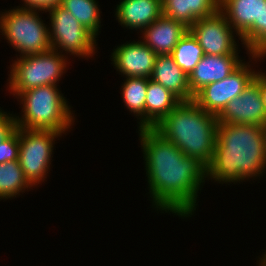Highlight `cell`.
Masks as SVG:
<instances>
[{"mask_svg": "<svg viewBox=\"0 0 266 266\" xmlns=\"http://www.w3.org/2000/svg\"><path fill=\"white\" fill-rule=\"evenodd\" d=\"M139 131L152 204L181 217L192 215L206 167L196 158L187 157L153 128Z\"/></svg>", "mask_w": 266, "mask_h": 266, "instance_id": "1", "label": "cell"}, {"mask_svg": "<svg viewBox=\"0 0 266 266\" xmlns=\"http://www.w3.org/2000/svg\"><path fill=\"white\" fill-rule=\"evenodd\" d=\"M266 168L261 126L219 123L216 147L206 177L219 183L240 182L260 176Z\"/></svg>", "mask_w": 266, "mask_h": 266, "instance_id": "2", "label": "cell"}, {"mask_svg": "<svg viewBox=\"0 0 266 266\" xmlns=\"http://www.w3.org/2000/svg\"><path fill=\"white\" fill-rule=\"evenodd\" d=\"M218 124L217 115L192 100L181 101L153 129L207 167L215 151Z\"/></svg>", "mask_w": 266, "mask_h": 266, "instance_id": "3", "label": "cell"}, {"mask_svg": "<svg viewBox=\"0 0 266 266\" xmlns=\"http://www.w3.org/2000/svg\"><path fill=\"white\" fill-rule=\"evenodd\" d=\"M57 86L45 85L21 92L22 118L15 117L16 127L65 133L74 118Z\"/></svg>", "mask_w": 266, "mask_h": 266, "instance_id": "4", "label": "cell"}, {"mask_svg": "<svg viewBox=\"0 0 266 266\" xmlns=\"http://www.w3.org/2000/svg\"><path fill=\"white\" fill-rule=\"evenodd\" d=\"M2 35L21 54L35 55L51 49L49 28L38 16L37 10L16 8L0 14Z\"/></svg>", "mask_w": 266, "mask_h": 266, "instance_id": "5", "label": "cell"}, {"mask_svg": "<svg viewBox=\"0 0 266 266\" xmlns=\"http://www.w3.org/2000/svg\"><path fill=\"white\" fill-rule=\"evenodd\" d=\"M66 57L50 49L35 55L17 59L10 71L9 90L16 97L23 91L45 85L57 86V81L66 68Z\"/></svg>", "mask_w": 266, "mask_h": 266, "instance_id": "6", "label": "cell"}, {"mask_svg": "<svg viewBox=\"0 0 266 266\" xmlns=\"http://www.w3.org/2000/svg\"><path fill=\"white\" fill-rule=\"evenodd\" d=\"M17 132L19 134L18 162L25 178L35 186L45 180L52 160L53 142L56 137L62 136V133L18 127Z\"/></svg>", "mask_w": 266, "mask_h": 266, "instance_id": "7", "label": "cell"}, {"mask_svg": "<svg viewBox=\"0 0 266 266\" xmlns=\"http://www.w3.org/2000/svg\"><path fill=\"white\" fill-rule=\"evenodd\" d=\"M51 29L49 40L51 48L62 49L77 57H92L95 54L96 37L61 5L50 11Z\"/></svg>", "mask_w": 266, "mask_h": 266, "instance_id": "8", "label": "cell"}, {"mask_svg": "<svg viewBox=\"0 0 266 266\" xmlns=\"http://www.w3.org/2000/svg\"><path fill=\"white\" fill-rule=\"evenodd\" d=\"M266 0H219V11L228 20L249 54H260V12Z\"/></svg>", "mask_w": 266, "mask_h": 266, "instance_id": "9", "label": "cell"}, {"mask_svg": "<svg viewBox=\"0 0 266 266\" xmlns=\"http://www.w3.org/2000/svg\"><path fill=\"white\" fill-rule=\"evenodd\" d=\"M248 66V67H247ZM244 62L221 81L205 85L194 95V101L206 112L219 115L227 104L241 95L258 72Z\"/></svg>", "mask_w": 266, "mask_h": 266, "instance_id": "10", "label": "cell"}, {"mask_svg": "<svg viewBox=\"0 0 266 266\" xmlns=\"http://www.w3.org/2000/svg\"><path fill=\"white\" fill-rule=\"evenodd\" d=\"M189 31L206 55L238 53L233 35L235 31L219 10L209 17L198 19L189 27Z\"/></svg>", "mask_w": 266, "mask_h": 266, "instance_id": "11", "label": "cell"}, {"mask_svg": "<svg viewBox=\"0 0 266 266\" xmlns=\"http://www.w3.org/2000/svg\"><path fill=\"white\" fill-rule=\"evenodd\" d=\"M218 123L263 126L266 112L259 89V72L241 95L232 99L217 116Z\"/></svg>", "mask_w": 266, "mask_h": 266, "instance_id": "12", "label": "cell"}, {"mask_svg": "<svg viewBox=\"0 0 266 266\" xmlns=\"http://www.w3.org/2000/svg\"><path fill=\"white\" fill-rule=\"evenodd\" d=\"M112 60L126 77L150 78L157 55L143 41L125 43L114 49Z\"/></svg>", "mask_w": 266, "mask_h": 266, "instance_id": "13", "label": "cell"}, {"mask_svg": "<svg viewBox=\"0 0 266 266\" xmlns=\"http://www.w3.org/2000/svg\"><path fill=\"white\" fill-rule=\"evenodd\" d=\"M238 53L232 55H204L189 74L191 93L195 95L205 85L218 82L234 72L241 64Z\"/></svg>", "mask_w": 266, "mask_h": 266, "instance_id": "14", "label": "cell"}, {"mask_svg": "<svg viewBox=\"0 0 266 266\" xmlns=\"http://www.w3.org/2000/svg\"><path fill=\"white\" fill-rule=\"evenodd\" d=\"M143 42L156 55H171L179 40L189 28L184 24L163 14L143 29Z\"/></svg>", "mask_w": 266, "mask_h": 266, "instance_id": "15", "label": "cell"}, {"mask_svg": "<svg viewBox=\"0 0 266 266\" xmlns=\"http://www.w3.org/2000/svg\"><path fill=\"white\" fill-rule=\"evenodd\" d=\"M150 79L171 91L181 101L194 99L189 86V76L171 55H157Z\"/></svg>", "mask_w": 266, "mask_h": 266, "instance_id": "16", "label": "cell"}, {"mask_svg": "<svg viewBox=\"0 0 266 266\" xmlns=\"http://www.w3.org/2000/svg\"><path fill=\"white\" fill-rule=\"evenodd\" d=\"M115 15L123 27L142 31L162 15V0H122Z\"/></svg>", "mask_w": 266, "mask_h": 266, "instance_id": "17", "label": "cell"}, {"mask_svg": "<svg viewBox=\"0 0 266 266\" xmlns=\"http://www.w3.org/2000/svg\"><path fill=\"white\" fill-rule=\"evenodd\" d=\"M219 10V0H162V14L189 28Z\"/></svg>", "mask_w": 266, "mask_h": 266, "instance_id": "18", "label": "cell"}, {"mask_svg": "<svg viewBox=\"0 0 266 266\" xmlns=\"http://www.w3.org/2000/svg\"><path fill=\"white\" fill-rule=\"evenodd\" d=\"M180 102L171 91L149 78L145 101V128H154Z\"/></svg>", "mask_w": 266, "mask_h": 266, "instance_id": "19", "label": "cell"}, {"mask_svg": "<svg viewBox=\"0 0 266 266\" xmlns=\"http://www.w3.org/2000/svg\"><path fill=\"white\" fill-rule=\"evenodd\" d=\"M122 84V98L127 109L134 115L140 116V128H145V101L147 95L148 78L144 77H126Z\"/></svg>", "mask_w": 266, "mask_h": 266, "instance_id": "20", "label": "cell"}, {"mask_svg": "<svg viewBox=\"0 0 266 266\" xmlns=\"http://www.w3.org/2000/svg\"><path fill=\"white\" fill-rule=\"evenodd\" d=\"M32 187L25 178L18 160L0 164V199L20 195L26 188Z\"/></svg>", "mask_w": 266, "mask_h": 266, "instance_id": "21", "label": "cell"}, {"mask_svg": "<svg viewBox=\"0 0 266 266\" xmlns=\"http://www.w3.org/2000/svg\"><path fill=\"white\" fill-rule=\"evenodd\" d=\"M205 55L196 38L188 30L173 49L171 56L176 64L189 76Z\"/></svg>", "mask_w": 266, "mask_h": 266, "instance_id": "22", "label": "cell"}, {"mask_svg": "<svg viewBox=\"0 0 266 266\" xmlns=\"http://www.w3.org/2000/svg\"><path fill=\"white\" fill-rule=\"evenodd\" d=\"M61 6L95 37L98 35L101 16L96 0H63Z\"/></svg>", "mask_w": 266, "mask_h": 266, "instance_id": "23", "label": "cell"}, {"mask_svg": "<svg viewBox=\"0 0 266 266\" xmlns=\"http://www.w3.org/2000/svg\"><path fill=\"white\" fill-rule=\"evenodd\" d=\"M19 134L16 129L0 144V164L18 160Z\"/></svg>", "mask_w": 266, "mask_h": 266, "instance_id": "24", "label": "cell"}, {"mask_svg": "<svg viewBox=\"0 0 266 266\" xmlns=\"http://www.w3.org/2000/svg\"><path fill=\"white\" fill-rule=\"evenodd\" d=\"M23 1L25 6L20 7L21 9H30V10L47 12L60 6L63 0H23Z\"/></svg>", "mask_w": 266, "mask_h": 266, "instance_id": "25", "label": "cell"}, {"mask_svg": "<svg viewBox=\"0 0 266 266\" xmlns=\"http://www.w3.org/2000/svg\"><path fill=\"white\" fill-rule=\"evenodd\" d=\"M16 129L15 116L0 109V144Z\"/></svg>", "mask_w": 266, "mask_h": 266, "instance_id": "26", "label": "cell"}, {"mask_svg": "<svg viewBox=\"0 0 266 266\" xmlns=\"http://www.w3.org/2000/svg\"><path fill=\"white\" fill-rule=\"evenodd\" d=\"M251 56L254 60L266 56V5H262L260 12V54H251Z\"/></svg>", "mask_w": 266, "mask_h": 266, "instance_id": "27", "label": "cell"}, {"mask_svg": "<svg viewBox=\"0 0 266 266\" xmlns=\"http://www.w3.org/2000/svg\"><path fill=\"white\" fill-rule=\"evenodd\" d=\"M259 72V89L261 92L263 104H264V109L266 112V73H261Z\"/></svg>", "mask_w": 266, "mask_h": 266, "instance_id": "28", "label": "cell"}, {"mask_svg": "<svg viewBox=\"0 0 266 266\" xmlns=\"http://www.w3.org/2000/svg\"><path fill=\"white\" fill-rule=\"evenodd\" d=\"M266 253V252H265ZM261 260V261H260ZM260 260H259V266H266V254H264L263 256H262V258H260Z\"/></svg>", "mask_w": 266, "mask_h": 266, "instance_id": "29", "label": "cell"}, {"mask_svg": "<svg viewBox=\"0 0 266 266\" xmlns=\"http://www.w3.org/2000/svg\"><path fill=\"white\" fill-rule=\"evenodd\" d=\"M262 130H263L265 150H266V123L262 126Z\"/></svg>", "mask_w": 266, "mask_h": 266, "instance_id": "30", "label": "cell"}]
</instances>
